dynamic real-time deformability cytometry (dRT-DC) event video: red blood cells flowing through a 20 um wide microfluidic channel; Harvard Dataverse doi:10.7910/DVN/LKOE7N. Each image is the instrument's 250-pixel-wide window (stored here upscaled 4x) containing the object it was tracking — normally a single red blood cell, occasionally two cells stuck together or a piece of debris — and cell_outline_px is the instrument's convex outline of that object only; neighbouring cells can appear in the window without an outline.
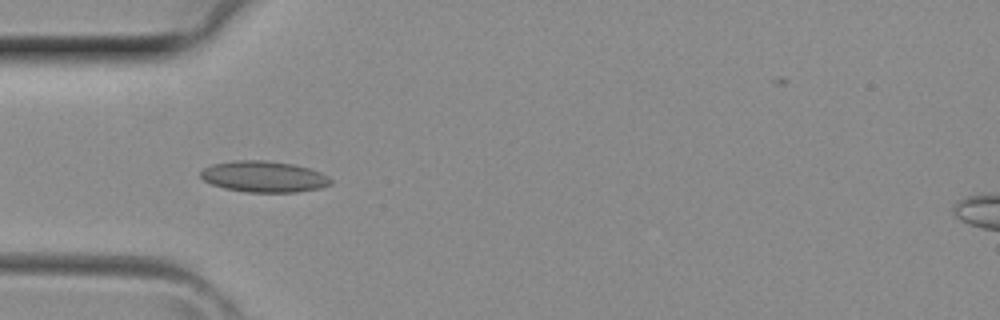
{"species": "common noctule bat (a hibernating species)", "species_latin": "Nyctalus noctula", "temperature_condition": "room temperature", "stored_images_in_passage": 3, "camera_frame_rate_fps": 3000, "um_per_image_px": 0.085, "animal": {"sex": "female", "body_mass_g": 29.2, "forearm_length_mm": 56.3}, "frame": {"image": 1, "passage_image": 3, "time_ms": 0.667, "image_size_px": [1000, 320], "cell_outline_px": [[332, 184], [320, 188], [296, 192], [248, 192], [224, 188], [212, 184], [204, 180], [200, 176], [200, 172], [204, 168], [212, 164], [236, 160], [264, 160], [292, 164], [308, 168], [320, 172], [328, 176], [332, 180]], "centroid_in_image_um": [22.43, 15.01], "position_along_channel_um": 62.6, "area_um2": 23.52}}